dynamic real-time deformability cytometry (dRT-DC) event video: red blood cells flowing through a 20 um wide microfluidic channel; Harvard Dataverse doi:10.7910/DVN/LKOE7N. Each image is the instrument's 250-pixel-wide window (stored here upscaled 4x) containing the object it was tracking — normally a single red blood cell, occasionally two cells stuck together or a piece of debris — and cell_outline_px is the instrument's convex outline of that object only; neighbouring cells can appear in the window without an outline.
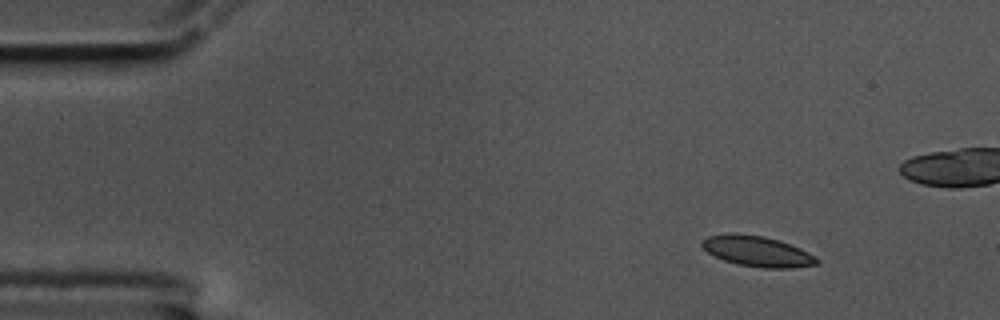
{"species": "common noctule bat (a hibernating species)", "species_latin": "Nyctalus noctula", "temperature_condition": "cold", "stored_images_in_passage": 53, "camera_frame_rate_fps": 3000, "um_per_image_px": 0.085, "animal": {"sex": "male", "body_mass_g": 17.5, "forearm_length_mm": 52.3}, "frame": {"image": 1, "passage_image": 1, "time_ms": 0.0, "image_size_px": [1000, 320], "cell_outline_px": [[820, 264], [792, 268], [764, 268], [736, 264], [724, 260], [708, 252], [700, 244], [700, 240], [708, 236], [728, 232], [736, 232], [764, 236], [800, 248], [816, 256], [820, 260]], "centroid_in_image_um": [64.36, 21.35], "position_along_channel_um": 20.6, "area_um2": 20.63}}
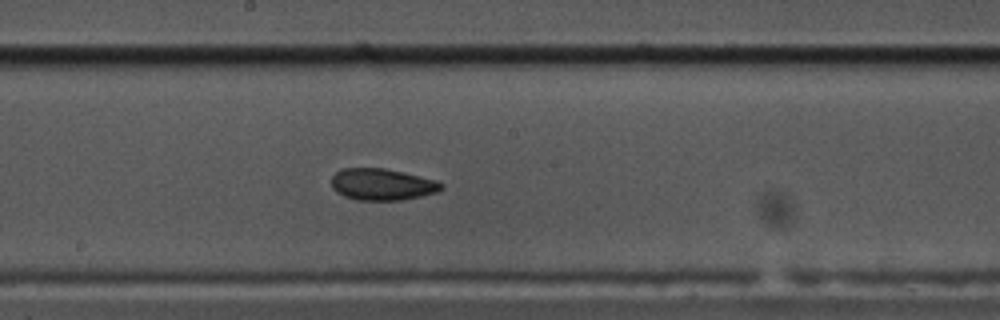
{"frame": {"image": 2, "passage_image": 25, "time_ms": 8.0, "image_size_px": [1000, 320], "cell_outline_px": [[444, 188], [436, 192], [420, 196], [400, 200], [356, 200], [344, 196], [336, 192], [332, 188], [332, 176], [336, 172], [344, 168], [384, 168], [420, 176], [436, 180], [444, 184]], "centroid_in_image_um": [32.47, 15.67], "position_along_channel_um": 215.7, "area_um2": 20.23}}
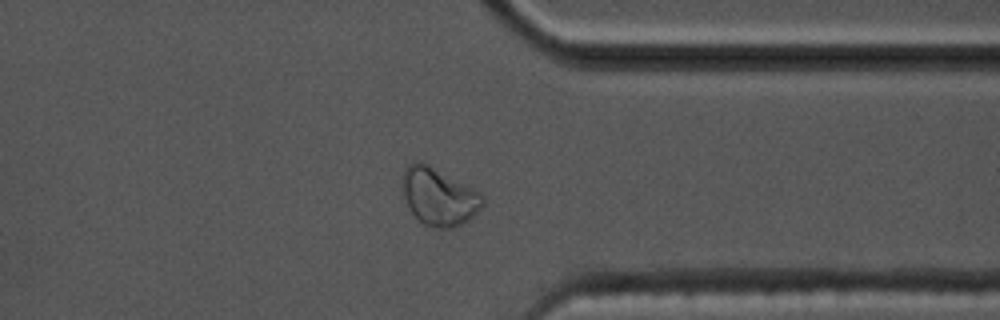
{"frame": {"image": 3, "passage_image": 39, "time_ms": 12.667, "image_size_px": [1000, 320], "cell_outline_px": [[484, 204], [468, 220], [452, 228], [432, 228], [424, 224], [412, 212], [404, 196], [404, 168], [408, 164], [416, 160], [420, 160], [428, 164], [480, 192], [484, 196]], "centroid_in_image_um": [37.32, 16.7], "position_along_channel_um": 374.1, "area_um2": 26.47}, "authors_computed_cell_mechanics": {"area_um2": 20.7502, "velocity_mm_per_s": 3.4685, "shape_relaxation_time_tau1_ms": 7.4363, "shape_relaxation_time_tau2_ms": 3.3605, "deformation_change_tau1": 0.1249, "deformation_change_tau2": 0.0583}}